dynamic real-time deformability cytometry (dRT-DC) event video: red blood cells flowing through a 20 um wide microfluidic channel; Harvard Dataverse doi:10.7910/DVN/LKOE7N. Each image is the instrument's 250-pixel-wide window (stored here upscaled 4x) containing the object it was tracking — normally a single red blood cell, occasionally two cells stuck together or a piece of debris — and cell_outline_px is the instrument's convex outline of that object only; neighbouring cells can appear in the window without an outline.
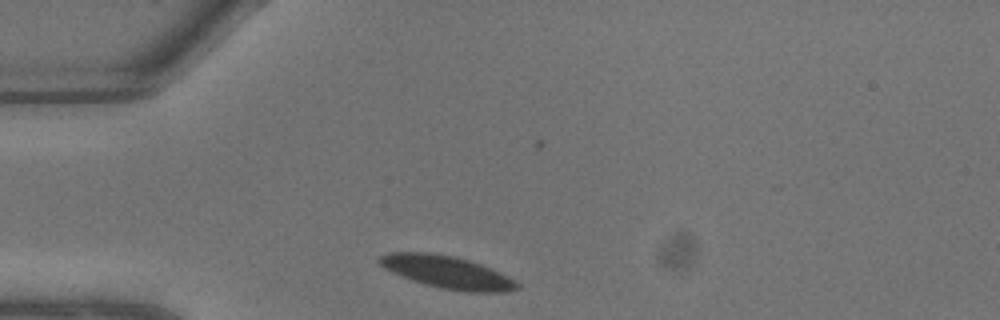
{"species": "common noctule bat (a hibernating species)", "species_latin": "Nyctalus noctula", "temperature_condition": "warm", "stored_images_in_passage": 7, "camera_frame_rate_fps": 3000, "um_per_image_px": 0.085, "animal": {"sex": "male", "body_mass_g": 13.3}, "frame": {"image": 1, "passage_image": 1, "time_ms": 0.0, "image_size_px": [1000, 320], "cell_outline_px": [[520, 288], [508, 292], [464, 292], [440, 288], [412, 280], [392, 272], [376, 264], [376, 260], [380, 256], [388, 252], [428, 252], [452, 256], [468, 260], [480, 264], [520, 284]], "centroid_in_image_um": [37.93, 23.13], "position_along_channel_um": 47.1, "area_um2": 25.84}}
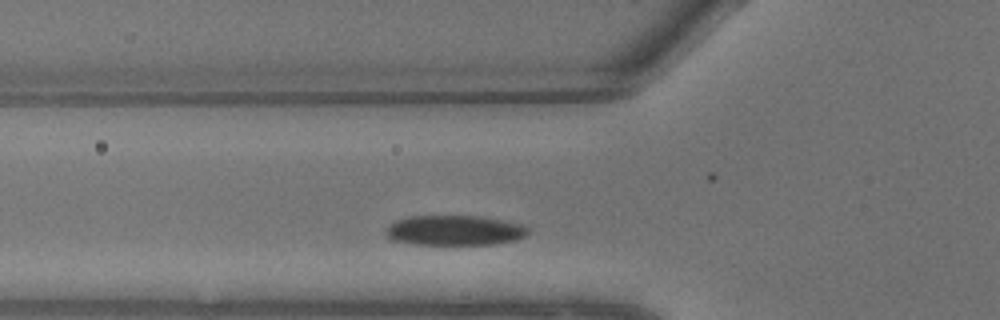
{"frame": {"image": 2, "passage_image": 3, "time_ms": 0.667, "image_size_px": [1000, 320], "cell_outline_px": [[532, 232], [516, 240], [496, 244], [412, 244], [392, 240], [384, 232], [384, 228], [388, 224], [396, 220], [412, 216], [480, 216], [524, 224]], "centroid_in_image_um": [38.64, 19.58], "position_along_channel_um": 87.2, "area_um2": 25.14}}
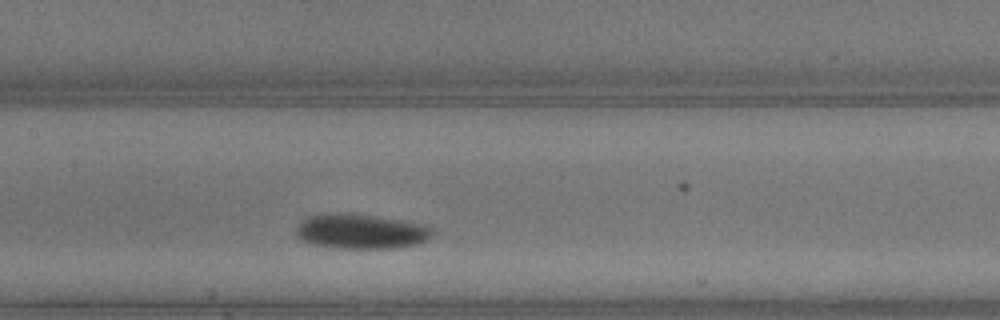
{"frame": {"image": 3, "passage_image": 6, "time_ms": 1.667, "image_size_px": [1000, 320], "cell_outline_px": [[432, 236], [428, 240], [420, 244], [396, 248], [336, 248], [308, 244], [296, 236], [296, 228], [308, 216], [324, 212], [348, 212], [376, 216], [428, 224], [432, 228]], "centroid_in_image_um": [30.69, 19.66], "position_along_channel_um": 176.7, "area_um2": 28.38}}